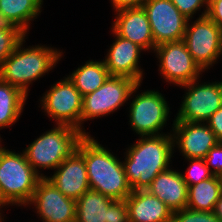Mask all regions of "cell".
Listing matches in <instances>:
<instances>
[{"label": "cell", "instance_id": "836d02e7", "mask_svg": "<svg viewBox=\"0 0 222 222\" xmlns=\"http://www.w3.org/2000/svg\"><path fill=\"white\" fill-rule=\"evenodd\" d=\"M0 30H21L16 24L0 11Z\"/></svg>", "mask_w": 222, "mask_h": 222}, {"label": "cell", "instance_id": "9c48e42d", "mask_svg": "<svg viewBox=\"0 0 222 222\" xmlns=\"http://www.w3.org/2000/svg\"><path fill=\"white\" fill-rule=\"evenodd\" d=\"M169 109L161 93L144 91L130 104V126L140 137L163 135L159 131L167 122Z\"/></svg>", "mask_w": 222, "mask_h": 222}, {"label": "cell", "instance_id": "2e32d148", "mask_svg": "<svg viewBox=\"0 0 222 222\" xmlns=\"http://www.w3.org/2000/svg\"><path fill=\"white\" fill-rule=\"evenodd\" d=\"M54 186L70 199L77 201L86 191L90 190L84 157L76 151L66 158L54 172L46 177Z\"/></svg>", "mask_w": 222, "mask_h": 222}, {"label": "cell", "instance_id": "5b68a950", "mask_svg": "<svg viewBox=\"0 0 222 222\" xmlns=\"http://www.w3.org/2000/svg\"><path fill=\"white\" fill-rule=\"evenodd\" d=\"M0 144V191L9 205L26 206L31 201L41 178L27 161L24 153H16Z\"/></svg>", "mask_w": 222, "mask_h": 222}, {"label": "cell", "instance_id": "f1b7e54d", "mask_svg": "<svg viewBox=\"0 0 222 222\" xmlns=\"http://www.w3.org/2000/svg\"><path fill=\"white\" fill-rule=\"evenodd\" d=\"M210 172L222 177V141L213 146L204 158Z\"/></svg>", "mask_w": 222, "mask_h": 222}, {"label": "cell", "instance_id": "d590c367", "mask_svg": "<svg viewBox=\"0 0 222 222\" xmlns=\"http://www.w3.org/2000/svg\"><path fill=\"white\" fill-rule=\"evenodd\" d=\"M5 205H8L1 197V191H0V208L4 207ZM1 211V210H0Z\"/></svg>", "mask_w": 222, "mask_h": 222}, {"label": "cell", "instance_id": "52a82bcc", "mask_svg": "<svg viewBox=\"0 0 222 222\" xmlns=\"http://www.w3.org/2000/svg\"><path fill=\"white\" fill-rule=\"evenodd\" d=\"M187 22L183 41L193 60L205 71L222 55V29L207 16Z\"/></svg>", "mask_w": 222, "mask_h": 222}, {"label": "cell", "instance_id": "1f68e13d", "mask_svg": "<svg viewBox=\"0 0 222 222\" xmlns=\"http://www.w3.org/2000/svg\"><path fill=\"white\" fill-rule=\"evenodd\" d=\"M205 123L215 133L216 138L222 141V107L212 114Z\"/></svg>", "mask_w": 222, "mask_h": 222}, {"label": "cell", "instance_id": "7402d4cb", "mask_svg": "<svg viewBox=\"0 0 222 222\" xmlns=\"http://www.w3.org/2000/svg\"><path fill=\"white\" fill-rule=\"evenodd\" d=\"M109 76L104 61L90 60L67 77L82 96H85L103 85Z\"/></svg>", "mask_w": 222, "mask_h": 222}, {"label": "cell", "instance_id": "5bb4252c", "mask_svg": "<svg viewBox=\"0 0 222 222\" xmlns=\"http://www.w3.org/2000/svg\"><path fill=\"white\" fill-rule=\"evenodd\" d=\"M172 125L173 145H178L185 159H204L208 151L219 142L205 123L173 121Z\"/></svg>", "mask_w": 222, "mask_h": 222}, {"label": "cell", "instance_id": "8d00e7d4", "mask_svg": "<svg viewBox=\"0 0 222 222\" xmlns=\"http://www.w3.org/2000/svg\"><path fill=\"white\" fill-rule=\"evenodd\" d=\"M2 216H3V215H1V213H0V222L4 221V220H3L4 218H2Z\"/></svg>", "mask_w": 222, "mask_h": 222}, {"label": "cell", "instance_id": "d6986e66", "mask_svg": "<svg viewBox=\"0 0 222 222\" xmlns=\"http://www.w3.org/2000/svg\"><path fill=\"white\" fill-rule=\"evenodd\" d=\"M152 195L158 197L173 212L186 208L188 198V186L182 173L167 169L160 172L146 189Z\"/></svg>", "mask_w": 222, "mask_h": 222}, {"label": "cell", "instance_id": "83f0119b", "mask_svg": "<svg viewBox=\"0 0 222 222\" xmlns=\"http://www.w3.org/2000/svg\"><path fill=\"white\" fill-rule=\"evenodd\" d=\"M171 2L189 20L190 18H193L192 15H194L196 11H199L198 9L203 6H205V11L204 13L202 12V17L207 14L208 0H171Z\"/></svg>", "mask_w": 222, "mask_h": 222}, {"label": "cell", "instance_id": "ac0fdd59", "mask_svg": "<svg viewBox=\"0 0 222 222\" xmlns=\"http://www.w3.org/2000/svg\"><path fill=\"white\" fill-rule=\"evenodd\" d=\"M129 222H172L173 211L147 190H136L125 199Z\"/></svg>", "mask_w": 222, "mask_h": 222}, {"label": "cell", "instance_id": "ba28073f", "mask_svg": "<svg viewBox=\"0 0 222 222\" xmlns=\"http://www.w3.org/2000/svg\"><path fill=\"white\" fill-rule=\"evenodd\" d=\"M40 100L43 110L58 125H69L83 131L81 112L83 96L68 77L51 86Z\"/></svg>", "mask_w": 222, "mask_h": 222}, {"label": "cell", "instance_id": "7a4b0ae2", "mask_svg": "<svg viewBox=\"0 0 222 222\" xmlns=\"http://www.w3.org/2000/svg\"><path fill=\"white\" fill-rule=\"evenodd\" d=\"M85 160L91 190L113 200H125L131 193L123 163L89 134L77 150Z\"/></svg>", "mask_w": 222, "mask_h": 222}, {"label": "cell", "instance_id": "4fadbf2b", "mask_svg": "<svg viewBox=\"0 0 222 222\" xmlns=\"http://www.w3.org/2000/svg\"><path fill=\"white\" fill-rule=\"evenodd\" d=\"M30 204L43 222H75L76 201L64 196L46 177L39 179Z\"/></svg>", "mask_w": 222, "mask_h": 222}, {"label": "cell", "instance_id": "ffe728a7", "mask_svg": "<svg viewBox=\"0 0 222 222\" xmlns=\"http://www.w3.org/2000/svg\"><path fill=\"white\" fill-rule=\"evenodd\" d=\"M114 200L94 190L86 191L76 201L75 222H109Z\"/></svg>", "mask_w": 222, "mask_h": 222}, {"label": "cell", "instance_id": "6da1fadb", "mask_svg": "<svg viewBox=\"0 0 222 222\" xmlns=\"http://www.w3.org/2000/svg\"><path fill=\"white\" fill-rule=\"evenodd\" d=\"M173 150L171 133L141 137L131 145L122 163L132 191L146 190L160 172L167 170Z\"/></svg>", "mask_w": 222, "mask_h": 222}, {"label": "cell", "instance_id": "484cf974", "mask_svg": "<svg viewBox=\"0 0 222 222\" xmlns=\"http://www.w3.org/2000/svg\"><path fill=\"white\" fill-rule=\"evenodd\" d=\"M25 36L22 30H0V67Z\"/></svg>", "mask_w": 222, "mask_h": 222}, {"label": "cell", "instance_id": "30bf717a", "mask_svg": "<svg viewBox=\"0 0 222 222\" xmlns=\"http://www.w3.org/2000/svg\"><path fill=\"white\" fill-rule=\"evenodd\" d=\"M197 80L181 85L188 92L174 121L204 123L222 107V82L199 84Z\"/></svg>", "mask_w": 222, "mask_h": 222}, {"label": "cell", "instance_id": "4dcf8cb0", "mask_svg": "<svg viewBox=\"0 0 222 222\" xmlns=\"http://www.w3.org/2000/svg\"><path fill=\"white\" fill-rule=\"evenodd\" d=\"M206 16L222 29V0H208Z\"/></svg>", "mask_w": 222, "mask_h": 222}, {"label": "cell", "instance_id": "8fae6325", "mask_svg": "<svg viewBox=\"0 0 222 222\" xmlns=\"http://www.w3.org/2000/svg\"><path fill=\"white\" fill-rule=\"evenodd\" d=\"M155 51L160 60V74L169 83L181 86L200 78L204 72L193 60L183 40L160 44Z\"/></svg>", "mask_w": 222, "mask_h": 222}, {"label": "cell", "instance_id": "7c38bea8", "mask_svg": "<svg viewBox=\"0 0 222 222\" xmlns=\"http://www.w3.org/2000/svg\"><path fill=\"white\" fill-rule=\"evenodd\" d=\"M142 7L147 13L154 38V48L184 38L186 18L171 0H145Z\"/></svg>", "mask_w": 222, "mask_h": 222}, {"label": "cell", "instance_id": "4316f807", "mask_svg": "<svg viewBox=\"0 0 222 222\" xmlns=\"http://www.w3.org/2000/svg\"><path fill=\"white\" fill-rule=\"evenodd\" d=\"M172 222H221V220L217 218L214 212L183 208L173 212Z\"/></svg>", "mask_w": 222, "mask_h": 222}, {"label": "cell", "instance_id": "44dd1931", "mask_svg": "<svg viewBox=\"0 0 222 222\" xmlns=\"http://www.w3.org/2000/svg\"><path fill=\"white\" fill-rule=\"evenodd\" d=\"M222 195V178L213 175L188 187L186 208L196 211L213 212L216 202Z\"/></svg>", "mask_w": 222, "mask_h": 222}, {"label": "cell", "instance_id": "603a6c76", "mask_svg": "<svg viewBox=\"0 0 222 222\" xmlns=\"http://www.w3.org/2000/svg\"><path fill=\"white\" fill-rule=\"evenodd\" d=\"M27 95L0 78V128L13 125L22 113Z\"/></svg>", "mask_w": 222, "mask_h": 222}, {"label": "cell", "instance_id": "d6a6232c", "mask_svg": "<svg viewBox=\"0 0 222 222\" xmlns=\"http://www.w3.org/2000/svg\"><path fill=\"white\" fill-rule=\"evenodd\" d=\"M145 0H111L113 8L116 10L127 7L142 6Z\"/></svg>", "mask_w": 222, "mask_h": 222}, {"label": "cell", "instance_id": "277c9868", "mask_svg": "<svg viewBox=\"0 0 222 222\" xmlns=\"http://www.w3.org/2000/svg\"><path fill=\"white\" fill-rule=\"evenodd\" d=\"M88 135L85 130L73 128L69 125H58L45 132L23 151L27 161L40 177V169H56L66 158L77 150L81 140Z\"/></svg>", "mask_w": 222, "mask_h": 222}, {"label": "cell", "instance_id": "9a60e30c", "mask_svg": "<svg viewBox=\"0 0 222 222\" xmlns=\"http://www.w3.org/2000/svg\"><path fill=\"white\" fill-rule=\"evenodd\" d=\"M111 30L115 34V42L111 45L105 60L103 59L110 76L128 77L141 84L143 70L138 66V62L139 55L144 49L119 36L112 28Z\"/></svg>", "mask_w": 222, "mask_h": 222}, {"label": "cell", "instance_id": "e575fe53", "mask_svg": "<svg viewBox=\"0 0 222 222\" xmlns=\"http://www.w3.org/2000/svg\"><path fill=\"white\" fill-rule=\"evenodd\" d=\"M213 212L217 216V218H219L222 222V195L220 196V198L216 202Z\"/></svg>", "mask_w": 222, "mask_h": 222}, {"label": "cell", "instance_id": "e0dca14e", "mask_svg": "<svg viewBox=\"0 0 222 222\" xmlns=\"http://www.w3.org/2000/svg\"><path fill=\"white\" fill-rule=\"evenodd\" d=\"M112 29L121 37L145 50H154V38L146 11L142 6L116 10Z\"/></svg>", "mask_w": 222, "mask_h": 222}, {"label": "cell", "instance_id": "f546056e", "mask_svg": "<svg viewBox=\"0 0 222 222\" xmlns=\"http://www.w3.org/2000/svg\"><path fill=\"white\" fill-rule=\"evenodd\" d=\"M109 222H129L126 200H114L110 204Z\"/></svg>", "mask_w": 222, "mask_h": 222}, {"label": "cell", "instance_id": "cb8c5ba5", "mask_svg": "<svg viewBox=\"0 0 222 222\" xmlns=\"http://www.w3.org/2000/svg\"><path fill=\"white\" fill-rule=\"evenodd\" d=\"M43 0H0V11L26 34L29 21L38 17Z\"/></svg>", "mask_w": 222, "mask_h": 222}, {"label": "cell", "instance_id": "d4e9b609", "mask_svg": "<svg viewBox=\"0 0 222 222\" xmlns=\"http://www.w3.org/2000/svg\"><path fill=\"white\" fill-rule=\"evenodd\" d=\"M186 160L190 162V165L187 169V174H182V176L188 187L198 184L200 181H204L213 176L206 164L205 159L193 158Z\"/></svg>", "mask_w": 222, "mask_h": 222}, {"label": "cell", "instance_id": "3957f363", "mask_svg": "<svg viewBox=\"0 0 222 222\" xmlns=\"http://www.w3.org/2000/svg\"><path fill=\"white\" fill-rule=\"evenodd\" d=\"M25 37L16 49L3 61L0 67V78L20 89L28 96V88L32 81L53 69L62 56L56 48L32 46L22 48Z\"/></svg>", "mask_w": 222, "mask_h": 222}, {"label": "cell", "instance_id": "8992f818", "mask_svg": "<svg viewBox=\"0 0 222 222\" xmlns=\"http://www.w3.org/2000/svg\"><path fill=\"white\" fill-rule=\"evenodd\" d=\"M140 85L128 77L109 76L98 89L83 96L81 124L83 125L82 122L85 120L114 113Z\"/></svg>", "mask_w": 222, "mask_h": 222}]
</instances>
